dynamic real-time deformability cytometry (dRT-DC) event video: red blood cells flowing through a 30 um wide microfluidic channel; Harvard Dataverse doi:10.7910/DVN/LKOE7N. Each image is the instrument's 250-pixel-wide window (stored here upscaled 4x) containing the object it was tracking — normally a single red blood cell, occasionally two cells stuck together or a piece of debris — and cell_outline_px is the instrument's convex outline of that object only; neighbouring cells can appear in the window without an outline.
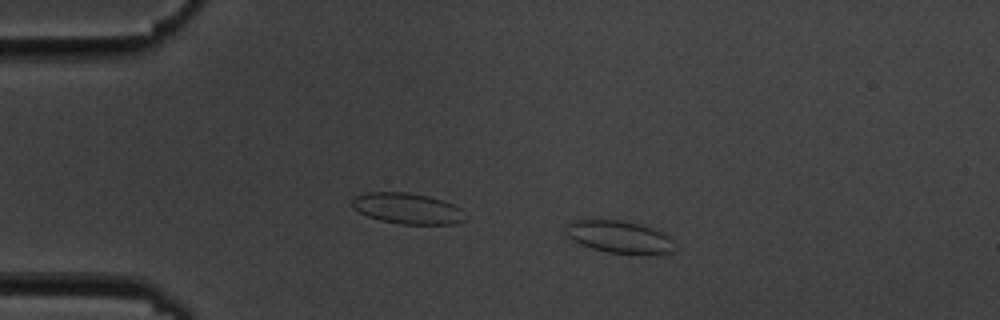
{"species": "common noctule bat (a hibernating species)", "species_latin": "Nyctalus noctula", "temperature_condition": "cold", "stored_images_in_passage": 50, "camera_frame_rate_fps": 3000, "um_per_image_px": 0.085, "animal": {"sex": "male", "body_mass_g": 19.5, "forearm_length_mm": 54.6}, "frame": {"image": 1, "passage_image": 5, "time_ms": 1.333, "image_size_px": [1000, 320], "cell_outline_px": [[672, 252], [644, 256], [608, 252], [592, 248], [568, 236], [568, 224], [572, 220], [624, 220], [640, 224], [664, 232], [672, 240]], "centroid_in_image_um": [52.73, 20.15], "position_along_channel_um": 32.3, "area_um2": 20.4}}
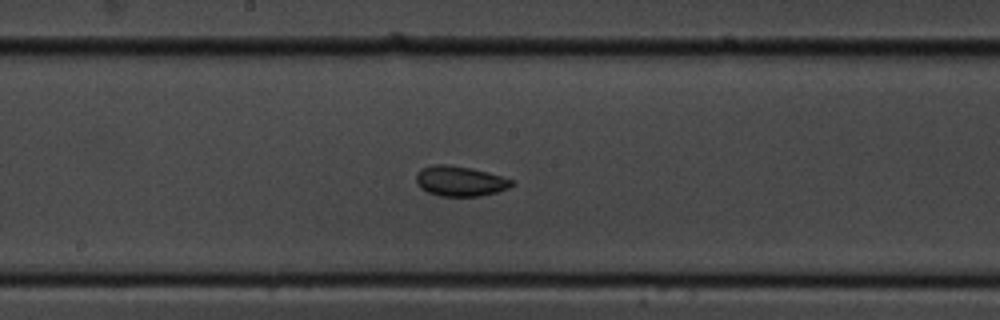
{"frame": {"image": 2, "passage_image": 24, "time_ms": 7.667, "image_size_px": [1000, 320], "cell_outline_px": [[516, 184], [508, 188], [496, 192], [480, 196], [440, 196], [428, 192], [420, 188], [416, 184], [416, 176], [420, 168], [432, 164], [444, 164], [472, 168], [488, 172], [512, 180]], "centroid_in_image_um": [39.08, 15.39], "position_along_channel_um": 209.1, "area_um2": 16.88}}
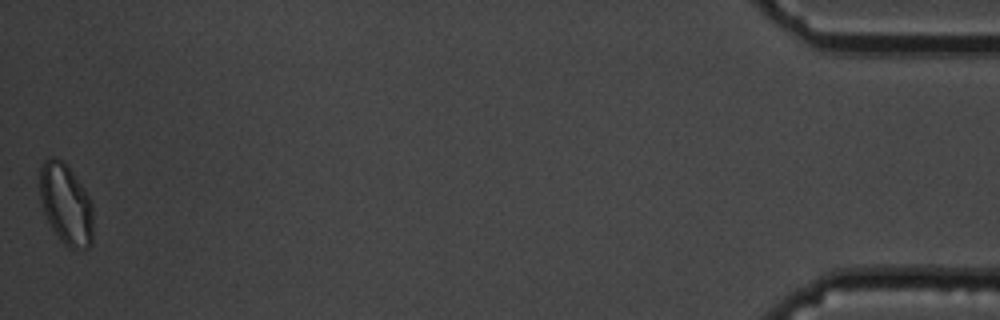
{"frame": {"image": 3, "passage_image": 50, "time_ms": 16.333, "image_size_px": [1000, 320], "cell_outline_px": [[92, 244], [88, 248], [68, 248], [60, 240], [52, 228], [44, 212], [40, 200], [40, 168], [44, 160], [48, 156], [52, 156], [64, 160], [68, 164], [84, 188], [92, 204]], "centroid_in_image_um": [5.6, 17.31], "position_along_channel_um": 429.6, "area_um2": 25.37}, "authors_computed_cell_mechanics": {"area_um2": 17.1088, "velocity_mm_per_s": 3.581, "shape_relaxation_time_tau1_ms": 4.3024, "shape_relaxation_time_tau2_ms": 1.0267, "deformation_change_tau1": 0.0835, "deformation_change_tau2": 0.0561}}